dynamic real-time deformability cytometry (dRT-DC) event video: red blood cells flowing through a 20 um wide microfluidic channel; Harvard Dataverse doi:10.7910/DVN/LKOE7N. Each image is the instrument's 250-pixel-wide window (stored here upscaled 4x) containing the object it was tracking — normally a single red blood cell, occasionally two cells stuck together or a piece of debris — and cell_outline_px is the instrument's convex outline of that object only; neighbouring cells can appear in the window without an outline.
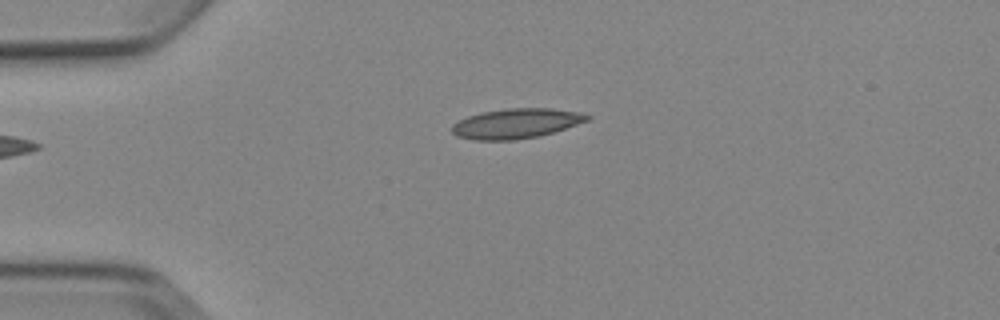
{"species": "Egyptian fruit bat (a non-hibernating species)", "species_latin": "Rousettus aegyptiacus", "temperature_condition": "cold", "stored_images_in_passage": 2, "camera_frame_rate_fps": 3000, "um_per_image_px": 0.085, "animal": {"sex": "female"}, "frame": {"image": 1, "passage_image": 1, "time_ms": 0.0, "image_size_px": [1000, 320], "cell_outline_px": [[592, 116], [588, 120], [540, 136], [516, 140], [476, 140], [456, 136], [452, 132], [452, 124], [468, 116], [480, 112], [504, 108], [552, 108], [580, 112]], "centroid_in_image_um": [43.85, 10.49], "position_along_channel_um": 41.1, "area_um2": 23.58}}